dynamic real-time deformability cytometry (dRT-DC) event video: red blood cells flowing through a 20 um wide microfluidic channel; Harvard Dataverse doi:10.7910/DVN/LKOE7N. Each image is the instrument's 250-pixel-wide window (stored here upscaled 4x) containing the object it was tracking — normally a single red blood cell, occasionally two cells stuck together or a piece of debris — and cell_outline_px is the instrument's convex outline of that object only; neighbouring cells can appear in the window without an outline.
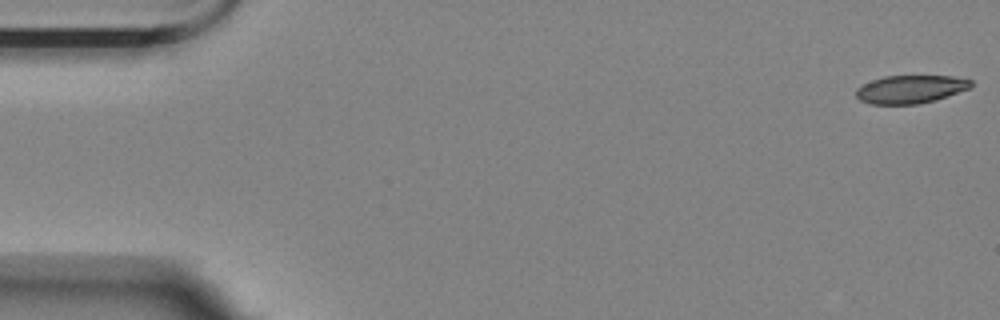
{"species": "Egyptian fruit bat (a non-hibernating species)", "species_latin": "Rousettus aegyptiacus", "temperature_condition": "room temperature", "stored_images_in_passage": 52, "camera_frame_rate_fps": 3000, "um_per_image_px": 0.085, "animal": {"sex": "female"}, "frame": {"image": 1, "passage_image": 1, "time_ms": 0.0, "image_size_px": [1000, 320], "cell_outline_px": [[972, 88], [936, 100], [916, 104], [868, 104], [860, 100], [856, 96], [856, 88], [872, 80], [884, 76], [952, 76], [972, 80]], "centroid_in_image_um": [77.41, 7.59], "position_along_channel_um": 7.6, "area_um2": 18.9}}
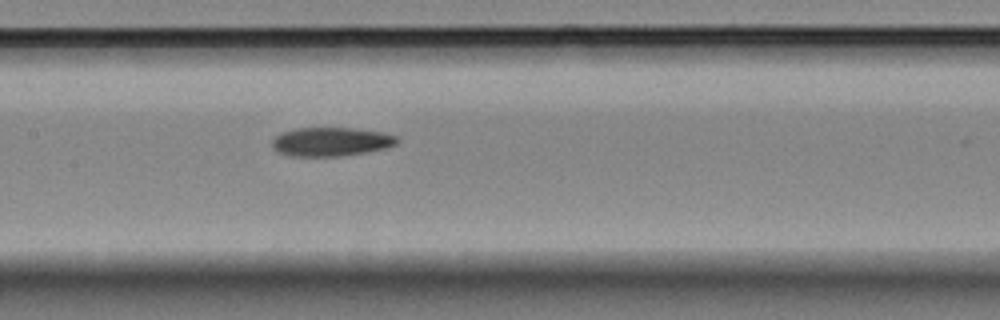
{"frame": {"image": 2, "passage_image": 27, "time_ms": 8.667, "image_size_px": [1000, 320], "cell_outline_px": [[400, 140], [396, 144], [384, 148], [368, 152], [340, 156], [292, 156], [276, 152], [272, 148], [272, 140], [280, 132], [296, 128], [352, 128], [380, 132], [396, 136]], "centroid_in_image_um": [28.09, 12.05], "position_along_channel_um": 179.3, "area_um2": 21.04}}
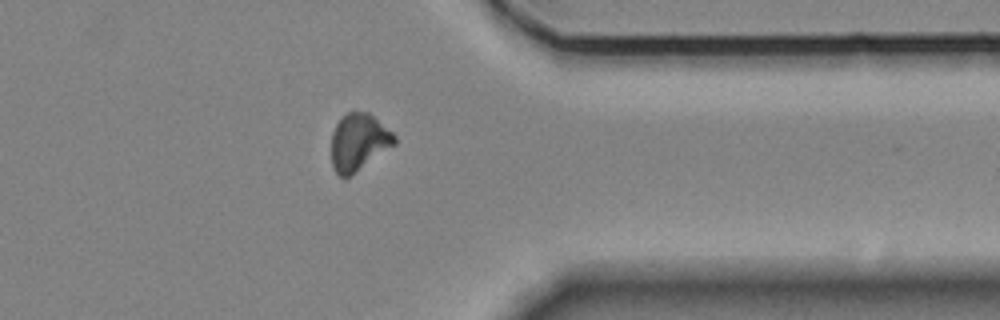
{"frame": {"image": 3, "passage_image": 45, "time_ms": 14.667, "image_size_px": [1000, 320], "cell_outline_px": [[396, 144], [344, 180], [332, 168], [332, 132], [336, 124], [348, 112], [368, 112], [392, 132], [396, 136]], "centroid_in_image_um": [30.48, 12.1], "position_along_channel_um": 380.9, "area_um2": 20.81}}